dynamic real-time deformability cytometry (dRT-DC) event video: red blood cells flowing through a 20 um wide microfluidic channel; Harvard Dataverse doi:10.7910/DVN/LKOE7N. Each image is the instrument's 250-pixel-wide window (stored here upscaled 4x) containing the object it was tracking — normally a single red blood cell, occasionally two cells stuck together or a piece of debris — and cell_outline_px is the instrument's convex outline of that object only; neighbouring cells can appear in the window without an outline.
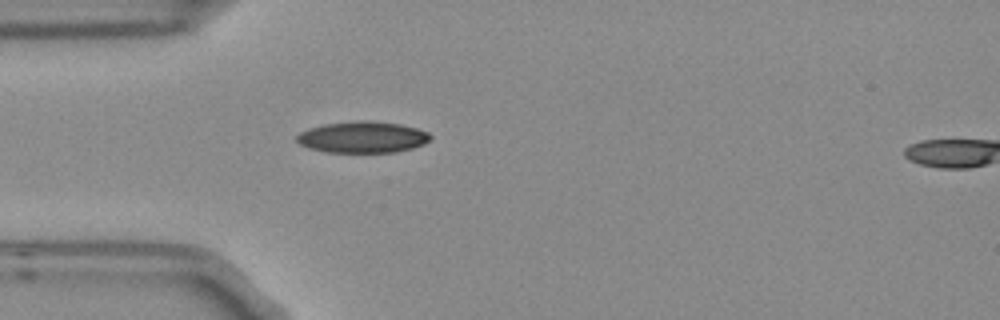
{"species": "Egyptian fruit bat (a non-hibernating species)", "species_latin": "Rousettus aegyptiacus", "temperature_condition": "room temperature", "stored_images_in_passage": 2, "segment_of_instrument_passage": [1, 2], "camera_frame_rate_fps": 3000, "um_per_image_px": 0.085, "frame": {"image": 1, "passage_image": 1, "time_ms": 0.0, "image_size_px": [1000, 320], "cell_outline_px": [[432, 136], [424, 144], [412, 148], [396, 152], [324, 152], [308, 148], [300, 144], [296, 140], [296, 136], [300, 132], [308, 128], [324, 124], [360, 120], [364, 120], [400, 124], [416, 128], [428, 132]], "centroid_in_image_um": [30.79, 11.66], "position_along_channel_um": 54.2, "area_um2": 24.45}}